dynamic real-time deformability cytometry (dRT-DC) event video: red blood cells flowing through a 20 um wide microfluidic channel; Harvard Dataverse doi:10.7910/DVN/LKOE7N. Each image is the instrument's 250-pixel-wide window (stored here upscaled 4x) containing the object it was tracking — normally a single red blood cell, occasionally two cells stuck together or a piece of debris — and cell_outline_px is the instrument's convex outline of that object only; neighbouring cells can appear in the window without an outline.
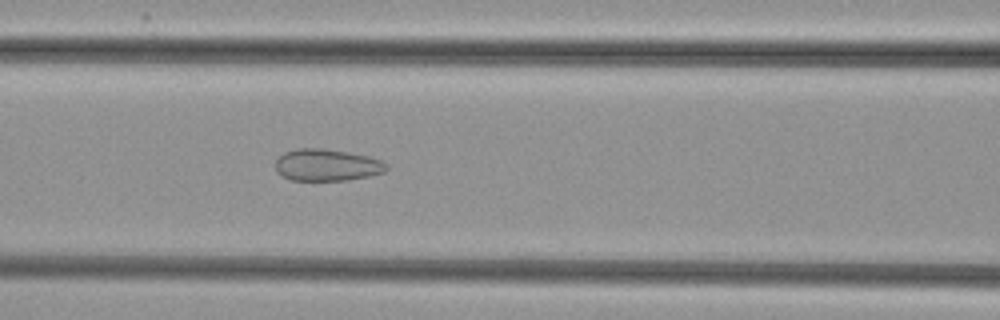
{"species": "common noctule bat (a hibernating species)", "species_latin": "Nyctalus noctula", "temperature_condition": "cold", "stored_images_in_passage": 46, "camera_frame_rate_fps": 3000, "um_per_image_px": 0.085, "animal": {"sex": "female", "body_mass_g": 29.2, "forearm_length_mm": 56.3}, "frame": {"image": 1, "passage_image": 15, "time_ms": 4.667, "image_size_px": [1000, 320], "cell_outline_px": [[388, 168], [384, 172], [368, 176], [348, 180], [292, 180], [280, 176], [276, 172], [276, 160], [284, 152], [296, 148], [320, 148], [348, 152], [368, 156], [380, 160], [388, 164]], "centroid_in_image_um": [27.77, 14.02], "position_along_channel_um": 138.8, "area_um2": 20.69}}
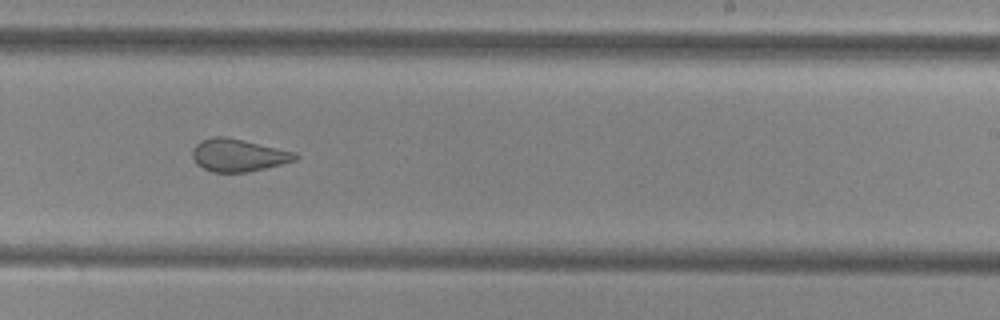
{"frame": {"image": 2, "passage_image": 25, "time_ms": 8.0, "image_size_px": [1000, 320], "cell_outline_px": [[300, 156], [296, 160], [248, 172], [212, 172], [196, 164], [192, 156], [192, 148], [200, 140], [212, 136], [224, 136], [244, 140], [296, 152]], "centroid_in_image_um": [20.23, 13.18], "position_along_channel_um": 268.8, "area_um2": 19.59}}
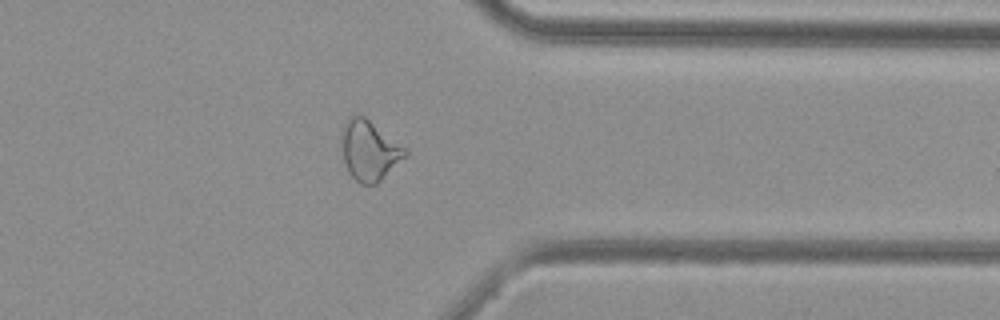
{"frame": {"image": 3, "passage_image": 34, "time_ms": 11.0, "image_size_px": [1000, 320], "cell_outline_px": [[408, 156], [376, 184], [360, 184], [348, 172], [344, 164], [344, 124], [348, 116], [356, 112], [360, 112], [408, 148]], "centroid_in_image_um": [31.46, 12.75], "position_along_channel_um": 379.9, "area_um2": 22.48}}